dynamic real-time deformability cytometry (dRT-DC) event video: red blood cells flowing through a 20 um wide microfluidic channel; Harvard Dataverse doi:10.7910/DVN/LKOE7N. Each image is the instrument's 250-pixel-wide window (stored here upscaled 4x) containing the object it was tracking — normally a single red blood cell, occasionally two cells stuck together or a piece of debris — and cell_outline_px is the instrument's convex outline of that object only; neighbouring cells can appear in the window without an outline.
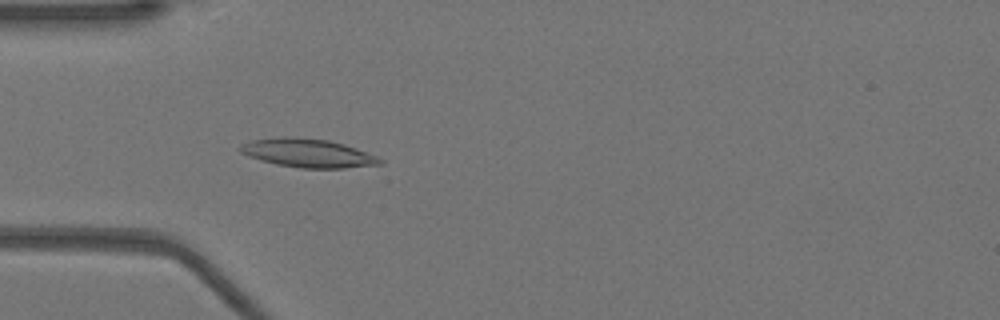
{"species": "Egyptian fruit bat (a non-hibernating species)", "species_latin": "Rousettus aegyptiacus", "temperature_condition": "warm", "stored_images_in_passage": 24, "camera_frame_rate_fps": 3000, "um_per_image_px": 0.085, "animal": {"sex": "female"}, "frame": {"image": 1, "passage_image": 15, "time_ms": 4.667, "image_size_px": [1000, 320], "cell_outline_px": [[384, 164], [344, 168], [300, 168], [276, 164], [260, 160], [248, 156], [240, 152], [236, 148], [240, 144], [252, 140], [284, 136], [296, 136], [328, 140], [344, 144], [356, 148], [376, 156], [384, 160]], "centroid_in_image_um": [26.14, 13.0], "position_along_channel_um": 58.9, "area_um2": 23.52}}
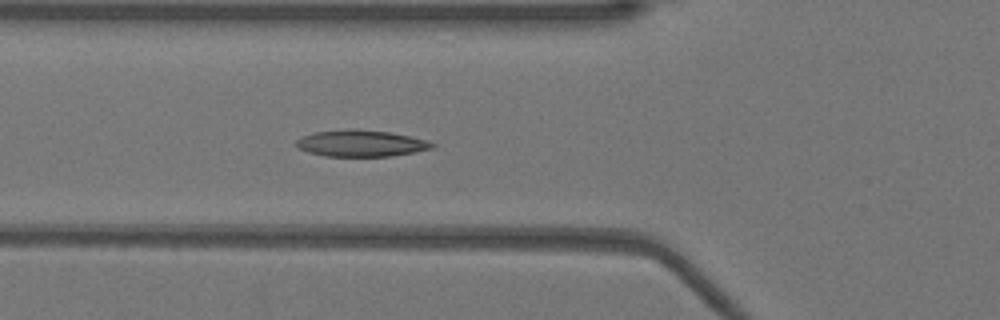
{"frame": {"image": 2, "passage_image": 18, "time_ms": 5.667, "image_size_px": [1000, 320], "cell_outline_px": [[436, 144], [432, 148], [392, 156], [324, 156], [308, 152], [296, 148], [296, 140], [300, 136], [312, 132], [348, 128], [352, 128], [388, 132], [428, 140]], "centroid_in_image_um": [30.61, 12.17], "position_along_channel_um": 95.2, "area_um2": 21.15}}
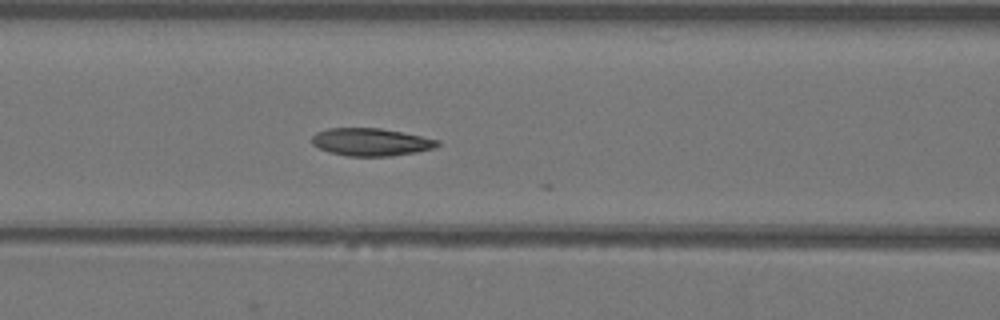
{"frame": {"image": 3, "passage_image": 21, "time_ms": 6.667, "image_size_px": [1000, 320], "cell_outline_px": [[440, 144], [432, 148], [416, 152], [392, 156], [348, 156], [328, 152], [312, 144], [312, 136], [316, 132], [328, 128], [380, 128], [440, 140]], "centroid_in_image_um": [31.5, 12.07], "position_along_channel_um": 135.1, "area_um2": 20.11}}